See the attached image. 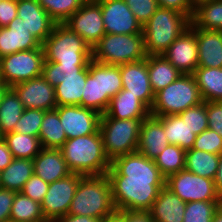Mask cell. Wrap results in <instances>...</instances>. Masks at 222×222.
<instances>
[{"instance_id": "obj_25", "label": "cell", "mask_w": 222, "mask_h": 222, "mask_svg": "<svg viewBox=\"0 0 222 222\" xmlns=\"http://www.w3.org/2000/svg\"><path fill=\"white\" fill-rule=\"evenodd\" d=\"M186 202L164 186L149 210L154 222H183Z\"/></svg>"}, {"instance_id": "obj_12", "label": "cell", "mask_w": 222, "mask_h": 222, "mask_svg": "<svg viewBox=\"0 0 222 222\" xmlns=\"http://www.w3.org/2000/svg\"><path fill=\"white\" fill-rule=\"evenodd\" d=\"M82 176L71 173L49 184L48 191L41 202V210L47 222H54L57 218L68 214Z\"/></svg>"}, {"instance_id": "obj_6", "label": "cell", "mask_w": 222, "mask_h": 222, "mask_svg": "<svg viewBox=\"0 0 222 222\" xmlns=\"http://www.w3.org/2000/svg\"><path fill=\"white\" fill-rule=\"evenodd\" d=\"M42 47L44 62L88 64L92 59V48L64 23L55 24Z\"/></svg>"}, {"instance_id": "obj_53", "label": "cell", "mask_w": 222, "mask_h": 222, "mask_svg": "<svg viewBox=\"0 0 222 222\" xmlns=\"http://www.w3.org/2000/svg\"><path fill=\"white\" fill-rule=\"evenodd\" d=\"M216 188L218 189V192L220 195H222V154L220 155L219 159V166L218 170L214 179Z\"/></svg>"}, {"instance_id": "obj_35", "label": "cell", "mask_w": 222, "mask_h": 222, "mask_svg": "<svg viewBox=\"0 0 222 222\" xmlns=\"http://www.w3.org/2000/svg\"><path fill=\"white\" fill-rule=\"evenodd\" d=\"M14 158L30 159L41 151L39 137L10 132L2 136Z\"/></svg>"}, {"instance_id": "obj_32", "label": "cell", "mask_w": 222, "mask_h": 222, "mask_svg": "<svg viewBox=\"0 0 222 222\" xmlns=\"http://www.w3.org/2000/svg\"><path fill=\"white\" fill-rule=\"evenodd\" d=\"M191 23L199 29L222 31V0H208L197 4Z\"/></svg>"}, {"instance_id": "obj_1", "label": "cell", "mask_w": 222, "mask_h": 222, "mask_svg": "<svg viewBox=\"0 0 222 222\" xmlns=\"http://www.w3.org/2000/svg\"><path fill=\"white\" fill-rule=\"evenodd\" d=\"M106 175L117 211H149L166 181L155 161L138 151L114 159Z\"/></svg>"}, {"instance_id": "obj_52", "label": "cell", "mask_w": 222, "mask_h": 222, "mask_svg": "<svg viewBox=\"0 0 222 222\" xmlns=\"http://www.w3.org/2000/svg\"><path fill=\"white\" fill-rule=\"evenodd\" d=\"M54 222H101V220L89 216L66 214L60 218H57Z\"/></svg>"}, {"instance_id": "obj_24", "label": "cell", "mask_w": 222, "mask_h": 222, "mask_svg": "<svg viewBox=\"0 0 222 222\" xmlns=\"http://www.w3.org/2000/svg\"><path fill=\"white\" fill-rule=\"evenodd\" d=\"M150 110L128 90L122 89L111 98L106 112L100 118H116L120 120L146 118Z\"/></svg>"}, {"instance_id": "obj_17", "label": "cell", "mask_w": 222, "mask_h": 222, "mask_svg": "<svg viewBox=\"0 0 222 222\" xmlns=\"http://www.w3.org/2000/svg\"><path fill=\"white\" fill-rule=\"evenodd\" d=\"M123 89L136 96L149 110L155 93L152 90L148 75V56L137 62L120 65Z\"/></svg>"}, {"instance_id": "obj_8", "label": "cell", "mask_w": 222, "mask_h": 222, "mask_svg": "<svg viewBox=\"0 0 222 222\" xmlns=\"http://www.w3.org/2000/svg\"><path fill=\"white\" fill-rule=\"evenodd\" d=\"M143 34H105L92 48L96 62L120 66L145 59Z\"/></svg>"}, {"instance_id": "obj_10", "label": "cell", "mask_w": 222, "mask_h": 222, "mask_svg": "<svg viewBox=\"0 0 222 222\" xmlns=\"http://www.w3.org/2000/svg\"><path fill=\"white\" fill-rule=\"evenodd\" d=\"M43 47L18 51L0 58V78L8 88L42 76Z\"/></svg>"}, {"instance_id": "obj_34", "label": "cell", "mask_w": 222, "mask_h": 222, "mask_svg": "<svg viewBox=\"0 0 222 222\" xmlns=\"http://www.w3.org/2000/svg\"><path fill=\"white\" fill-rule=\"evenodd\" d=\"M88 75V64L79 72V77L64 78L55 88L57 106H81L83 88Z\"/></svg>"}, {"instance_id": "obj_14", "label": "cell", "mask_w": 222, "mask_h": 222, "mask_svg": "<svg viewBox=\"0 0 222 222\" xmlns=\"http://www.w3.org/2000/svg\"><path fill=\"white\" fill-rule=\"evenodd\" d=\"M101 7L106 34H143V26L124 0H96Z\"/></svg>"}, {"instance_id": "obj_13", "label": "cell", "mask_w": 222, "mask_h": 222, "mask_svg": "<svg viewBox=\"0 0 222 222\" xmlns=\"http://www.w3.org/2000/svg\"><path fill=\"white\" fill-rule=\"evenodd\" d=\"M64 24L77 33L91 48L106 34L100 4L86 0Z\"/></svg>"}, {"instance_id": "obj_20", "label": "cell", "mask_w": 222, "mask_h": 222, "mask_svg": "<svg viewBox=\"0 0 222 222\" xmlns=\"http://www.w3.org/2000/svg\"><path fill=\"white\" fill-rule=\"evenodd\" d=\"M17 17L41 43L51 34L56 22L37 0H17Z\"/></svg>"}, {"instance_id": "obj_51", "label": "cell", "mask_w": 222, "mask_h": 222, "mask_svg": "<svg viewBox=\"0 0 222 222\" xmlns=\"http://www.w3.org/2000/svg\"><path fill=\"white\" fill-rule=\"evenodd\" d=\"M14 159L12 153L10 152L7 143L0 139V172L3 171Z\"/></svg>"}, {"instance_id": "obj_36", "label": "cell", "mask_w": 222, "mask_h": 222, "mask_svg": "<svg viewBox=\"0 0 222 222\" xmlns=\"http://www.w3.org/2000/svg\"><path fill=\"white\" fill-rule=\"evenodd\" d=\"M10 220L16 222H47L41 210V204L16 192L11 207Z\"/></svg>"}, {"instance_id": "obj_19", "label": "cell", "mask_w": 222, "mask_h": 222, "mask_svg": "<svg viewBox=\"0 0 222 222\" xmlns=\"http://www.w3.org/2000/svg\"><path fill=\"white\" fill-rule=\"evenodd\" d=\"M42 47V43L30 33L23 20L14 18L7 27H0V58L18 51Z\"/></svg>"}, {"instance_id": "obj_55", "label": "cell", "mask_w": 222, "mask_h": 222, "mask_svg": "<svg viewBox=\"0 0 222 222\" xmlns=\"http://www.w3.org/2000/svg\"><path fill=\"white\" fill-rule=\"evenodd\" d=\"M211 222H222V213L217 210Z\"/></svg>"}, {"instance_id": "obj_22", "label": "cell", "mask_w": 222, "mask_h": 222, "mask_svg": "<svg viewBox=\"0 0 222 222\" xmlns=\"http://www.w3.org/2000/svg\"><path fill=\"white\" fill-rule=\"evenodd\" d=\"M34 174L50 184L71 174L60 149L42 148L33 159Z\"/></svg>"}, {"instance_id": "obj_23", "label": "cell", "mask_w": 222, "mask_h": 222, "mask_svg": "<svg viewBox=\"0 0 222 222\" xmlns=\"http://www.w3.org/2000/svg\"><path fill=\"white\" fill-rule=\"evenodd\" d=\"M198 67L222 68V31L195 27Z\"/></svg>"}, {"instance_id": "obj_50", "label": "cell", "mask_w": 222, "mask_h": 222, "mask_svg": "<svg viewBox=\"0 0 222 222\" xmlns=\"http://www.w3.org/2000/svg\"><path fill=\"white\" fill-rule=\"evenodd\" d=\"M118 212L124 217V222H154L150 211L121 210Z\"/></svg>"}, {"instance_id": "obj_45", "label": "cell", "mask_w": 222, "mask_h": 222, "mask_svg": "<svg viewBox=\"0 0 222 222\" xmlns=\"http://www.w3.org/2000/svg\"><path fill=\"white\" fill-rule=\"evenodd\" d=\"M48 187V183H46L39 176L33 174L24 184L21 193L41 204L46 192L48 191Z\"/></svg>"}, {"instance_id": "obj_43", "label": "cell", "mask_w": 222, "mask_h": 222, "mask_svg": "<svg viewBox=\"0 0 222 222\" xmlns=\"http://www.w3.org/2000/svg\"><path fill=\"white\" fill-rule=\"evenodd\" d=\"M192 149L222 154V137L212 129H206L196 136Z\"/></svg>"}, {"instance_id": "obj_37", "label": "cell", "mask_w": 222, "mask_h": 222, "mask_svg": "<svg viewBox=\"0 0 222 222\" xmlns=\"http://www.w3.org/2000/svg\"><path fill=\"white\" fill-rule=\"evenodd\" d=\"M185 156V150L178 145L169 144L154 161L161 174L167 178L185 168Z\"/></svg>"}, {"instance_id": "obj_33", "label": "cell", "mask_w": 222, "mask_h": 222, "mask_svg": "<svg viewBox=\"0 0 222 222\" xmlns=\"http://www.w3.org/2000/svg\"><path fill=\"white\" fill-rule=\"evenodd\" d=\"M24 106L12 88H7L0 100V135L14 132V126L22 116Z\"/></svg>"}, {"instance_id": "obj_29", "label": "cell", "mask_w": 222, "mask_h": 222, "mask_svg": "<svg viewBox=\"0 0 222 222\" xmlns=\"http://www.w3.org/2000/svg\"><path fill=\"white\" fill-rule=\"evenodd\" d=\"M157 117L163 123L164 132L169 144L178 145L185 151L192 149L197 135L183 122L179 115Z\"/></svg>"}, {"instance_id": "obj_18", "label": "cell", "mask_w": 222, "mask_h": 222, "mask_svg": "<svg viewBox=\"0 0 222 222\" xmlns=\"http://www.w3.org/2000/svg\"><path fill=\"white\" fill-rule=\"evenodd\" d=\"M18 95L24 109L53 110L57 107L55 88L42 76L11 87Z\"/></svg>"}, {"instance_id": "obj_27", "label": "cell", "mask_w": 222, "mask_h": 222, "mask_svg": "<svg viewBox=\"0 0 222 222\" xmlns=\"http://www.w3.org/2000/svg\"><path fill=\"white\" fill-rule=\"evenodd\" d=\"M148 75L154 93L177 80L182 73L163 55H148Z\"/></svg>"}, {"instance_id": "obj_56", "label": "cell", "mask_w": 222, "mask_h": 222, "mask_svg": "<svg viewBox=\"0 0 222 222\" xmlns=\"http://www.w3.org/2000/svg\"><path fill=\"white\" fill-rule=\"evenodd\" d=\"M7 88L8 87L5 85L4 81L0 78V100H1L3 93L5 92V90Z\"/></svg>"}, {"instance_id": "obj_11", "label": "cell", "mask_w": 222, "mask_h": 222, "mask_svg": "<svg viewBox=\"0 0 222 222\" xmlns=\"http://www.w3.org/2000/svg\"><path fill=\"white\" fill-rule=\"evenodd\" d=\"M165 186L176 194L183 202L218 201L220 194L215 182L186 169L169 175Z\"/></svg>"}, {"instance_id": "obj_41", "label": "cell", "mask_w": 222, "mask_h": 222, "mask_svg": "<svg viewBox=\"0 0 222 222\" xmlns=\"http://www.w3.org/2000/svg\"><path fill=\"white\" fill-rule=\"evenodd\" d=\"M45 111L24 109L22 116L14 126V132L38 137Z\"/></svg>"}, {"instance_id": "obj_38", "label": "cell", "mask_w": 222, "mask_h": 222, "mask_svg": "<svg viewBox=\"0 0 222 222\" xmlns=\"http://www.w3.org/2000/svg\"><path fill=\"white\" fill-rule=\"evenodd\" d=\"M56 23H64L86 0H37Z\"/></svg>"}, {"instance_id": "obj_30", "label": "cell", "mask_w": 222, "mask_h": 222, "mask_svg": "<svg viewBox=\"0 0 222 222\" xmlns=\"http://www.w3.org/2000/svg\"><path fill=\"white\" fill-rule=\"evenodd\" d=\"M38 137L42 148L60 149L67 140L56 109L45 111Z\"/></svg>"}, {"instance_id": "obj_40", "label": "cell", "mask_w": 222, "mask_h": 222, "mask_svg": "<svg viewBox=\"0 0 222 222\" xmlns=\"http://www.w3.org/2000/svg\"><path fill=\"white\" fill-rule=\"evenodd\" d=\"M218 210V201L187 202L183 222H211Z\"/></svg>"}, {"instance_id": "obj_21", "label": "cell", "mask_w": 222, "mask_h": 222, "mask_svg": "<svg viewBox=\"0 0 222 222\" xmlns=\"http://www.w3.org/2000/svg\"><path fill=\"white\" fill-rule=\"evenodd\" d=\"M168 145L161 120L152 115L146 117L141 124L137 151L154 160Z\"/></svg>"}, {"instance_id": "obj_59", "label": "cell", "mask_w": 222, "mask_h": 222, "mask_svg": "<svg viewBox=\"0 0 222 222\" xmlns=\"http://www.w3.org/2000/svg\"><path fill=\"white\" fill-rule=\"evenodd\" d=\"M4 222H16V221H12V220H7V221H4Z\"/></svg>"}, {"instance_id": "obj_31", "label": "cell", "mask_w": 222, "mask_h": 222, "mask_svg": "<svg viewBox=\"0 0 222 222\" xmlns=\"http://www.w3.org/2000/svg\"><path fill=\"white\" fill-rule=\"evenodd\" d=\"M219 159V154L190 149L186 151L184 169L193 174L214 180L219 166Z\"/></svg>"}, {"instance_id": "obj_28", "label": "cell", "mask_w": 222, "mask_h": 222, "mask_svg": "<svg viewBox=\"0 0 222 222\" xmlns=\"http://www.w3.org/2000/svg\"><path fill=\"white\" fill-rule=\"evenodd\" d=\"M193 75L204 102H222V68L197 67Z\"/></svg>"}, {"instance_id": "obj_15", "label": "cell", "mask_w": 222, "mask_h": 222, "mask_svg": "<svg viewBox=\"0 0 222 222\" xmlns=\"http://www.w3.org/2000/svg\"><path fill=\"white\" fill-rule=\"evenodd\" d=\"M58 111L67 139L95 133L99 129L101 114L78 105H63Z\"/></svg>"}, {"instance_id": "obj_16", "label": "cell", "mask_w": 222, "mask_h": 222, "mask_svg": "<svg viewBox=\"0 0 222 222\" xmlns=\"http://www.w3.org/2000/svg\"><path fill=\"white\" fill-rule=\"evenodd\" d=\"M182 74H193L198 67L195 26L190 25L162 54Z\"/></svg>"}, {"instance_id": "obj_44", "label": "cell", "mask_w": 222, "mask_h": 222, "mask_svg": "<svg viewBox=\"0 0 222 222\" xmlns=\"http://www.w3.org/2000/svg\"><path fill=\"white\" fill-rule=\"evenodd\" d=\"M143 26L159 8L157 0H124Z\"/></svg>"}, {"instance_id": "obj_54", "label": "cell", "mask_w": 222, "mask_h": 222, "mask_svg": "<svg viewBox=\"0 0 222 222\" xmlns=\"http://www.w3.org/2000/svg\"><path fill=\"white\" fill-rule=\"evenodd\" d=\"M101 222H124V217L116 211L115 213L104 217Z\"/></svg>"}, {"instance_id": "obj_49", "label": "cell", "mask_w": 222, "mask_h": 222, "mask_svg": "<svg viewBox=\"0 0 222 222\" xmlns=\"http://www.w3.org/2000/svg\"><path fill=\"white\" fill-rule=\"evenodd\" d=\"M17 17V0L0 1V27H7Z\"/></svg>"}, {"instance_id": "obj_5", "label": "cell", "mask_w": 222, "mask_h": 222, "mask_svg": "<svg viewBox=\"0 0 222 222\" xmlns=\"http://www.w3.org/2000/svg\"><path fill=\"white\" fill-rule=\"evenodd\" d=\"M190 20L183 14L159 7L143 25L144 49L148 55H162L187 29Z\"/></svg>"}, {"instance_id": "obj_47", "label": "cell", "mask_w": 222, "mask_h": 222, "mask_svg": "<svg viewBox=\"0 0 222 222\" xmlns=\"http://www.w3.org/2000/svg\"><path fill=\"white\" fill-rule=\"evenodd\" d=\"M158 6L175 10L185 15L190 21L194 13V7L189 0H157Z\"/></svg>"}, {"instance_id": "obj_39", "label": "cell", "mask_w": 222, "mask_h": 222, "mask_svg": "<svg viewBox=\"0 0 222 222\" xmlns=\"http://www.w3.org/2000/svg\"><path fill=\"white\" fill-rule=\"evenodd\" d=\"M87 64H59L57 62H44L42 77L53 87L62 83L64 78L79 77V72Z\"/></svg>"}, {"instance_id": "obj_46", "label": "cell", "mask_w": 222, "mask_h": 222, "mask_svg": "<svg viewBox=\"0 0 222 222\" xmlns=\"http://www.w3.org/2000/svg\"><path fill=\"white\" fill-rule=\"evenodd\" d=\"M206 112L208 128L214 130L222 137V102L207 101Z\"/></svg>"}, {"instance_id": "obj_26", "label": "cell", "mask_w": 222, "mask_h": 222, "mask_svg": "<svg viewBox=\"0 0 222 222\" xmlns=\"http://www.w3.org/2000/svg\"><path fill=\"white\" fill-rule=\"evenodd\" d=\"M33 174V160L14 158L12 162L0 172L1 188L21 192L24 184Z\"/></svg>"}, {"instance_id": "obj_7", "label": "cell", "mask_w": 222, "mask_h": 222, "mask_svg": "<svg viewBox=\"0 0 222 222\" xmlns=\"http://www.w3.org/2000/svg\"><path fill=\"white\" fill-rule=\"evenodd\" d=\"M203 102L193 74H182L177 80L155 93L150 109L152 116L178 115Z\"/></svg>"}, {"instance_id": "obj_57", "label": "cell", "mask_w": 222, "mask_h": 222, "mask_svg": "<svg viewBox=\"0 0 222 222\" xmlns=\"http://www.w3.org/2000/svg\"><path fill=\"white\" fill-rule=\"evenodd\" d=\"M203 1H208V0H189V2L192 4L193 7H195L197 4Z\"/></svg>"}, {"instance_id": "obj_58", "label": "cell", "mask_w": 222, "mask_h": 222, "mask_svg": "<svg viewBox=\"0 0 222 222\" xmlns=\"http://www.w3.org/2000/svg\"><path fill=\"white\" fill-rule=\"evenodd\" d=\"M218 210L222 213V195H220L218 200Z\"/></svg>"}, {"instance_id": "obj_48", "label": "cell", "mask_w": 222, "mask_h": 222, "mask_svg": "<svg viewBox=\"0 0 222 222\" xmlns=\"http://www.w3.org/2000/svg\"><path fill=\"white\" fill-rule=\"evenodd\" d=\"M16 192L0 187V222L10 220L11 207Z\"/></svg>"}, {"instance_id": "obj_2", "label": "cell", "mask_w": 222, "mask_h": 222, "mask_svg": "<svg viewBox=\"0 0 222 222\" xmlns=\"http://www.w3.org/2000/svg\"><path fill=\"white\" fill-rule=\"evenodd\" d=\"M60 151L71 173L102 175L111 167L99 129L90 135L67 139Z\"/></svg>"}, {"instance_id": "obj_3", "label": "cell", "mask_w": 222, "mask_h": 222, "mask_svg": "<svg viewBox=\"0 0 222 222\" xmlns=\"http://www.w3.org/2000/svg\"><path fill=\"white\" fill-rule=\"evenodd\" d=\"M116 211L108 176L106 174L82 176L68 214L102 220Z\"/></svg>"}, {"instance_id": "obj_42", "label": "cell", "mask_w": 222, "mask_h": 222, "mask_svg": "<svg viewBox=\"0 0 222 222\" xmlns=\"http://www.w3.org/2000/svg\"><path fill=\"white\" fill-rule=\"evenodd\" d=\"M178 115L195 135H199L201 132L208 129L206 102L204 101L197 106L186 109Z\"/></svg>"}, {"instance_id": "obj_9", "label": "cell", "mask_w": 222, "mask_h": 222, "mask_svg": "<svg viewBox=\"0 0 222 222\" xmlns=\"http://www.w3.org/2000/svg\"><path fill=\"white\" fill-rule=\"evenodd\" d=\"M145 118H100L99 131L107 158L112 162L120 156L137 151L140 128Z\"/></svg>"}, {"instance_id": "obj_4", "label": "cell", "mask_w": 222, "mask_h": 222, "mask_svg": "<svg viewBox=\"0 0 222 222\" xmlns=\"http://www.w3.org/2000/svg\"><path fill=\"white\" fill-rule=\"evenodd\" d=\"M123 89L120 66L107 65L91 59L83 88L81 106L103 115L110 100Z\"/></svg>"}]
</instances>
